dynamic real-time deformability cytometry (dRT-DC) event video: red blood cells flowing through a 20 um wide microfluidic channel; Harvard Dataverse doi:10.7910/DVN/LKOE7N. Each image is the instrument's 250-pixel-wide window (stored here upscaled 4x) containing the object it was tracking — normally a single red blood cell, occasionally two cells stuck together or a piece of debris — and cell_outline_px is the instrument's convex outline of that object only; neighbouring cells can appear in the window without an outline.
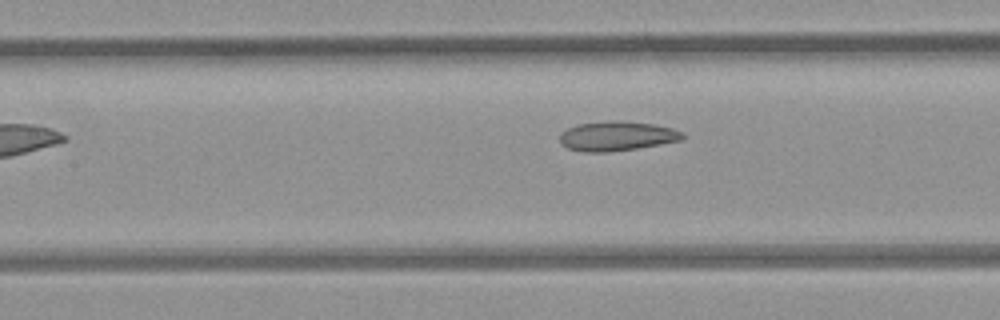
{"species": "common noctule bat (a hibernating species)", "species_latin": "Nyctalus noctula", "temperature_condition": "room temperature", "stored_images_in_passage": 7, "segment_of_instrument_passage": [2, 2], "camera_frame_rate_fps": 3000, "um_per_image_px": 0.085, "animal": {"sex": "female", "body_mass_g": 21.9}, "frame": {"image": 1, "passage_image": 7, "time_ms": 2.0, "image_size_px": [1000, 320], "cell_outline_px": [[684, 136], [680, 140], [660, 144], [636, 148], [608, 152], [584, 152], [568, 148], [560, 144], [560, 132], [576, 124], [612, 120], [624, 120], [656, 124], [672, 128], [684, 132]], "centroid_in_image_um": [52.42, 11.55], "position_along_channel_um": 155.0, "area_um2": 21.33}}